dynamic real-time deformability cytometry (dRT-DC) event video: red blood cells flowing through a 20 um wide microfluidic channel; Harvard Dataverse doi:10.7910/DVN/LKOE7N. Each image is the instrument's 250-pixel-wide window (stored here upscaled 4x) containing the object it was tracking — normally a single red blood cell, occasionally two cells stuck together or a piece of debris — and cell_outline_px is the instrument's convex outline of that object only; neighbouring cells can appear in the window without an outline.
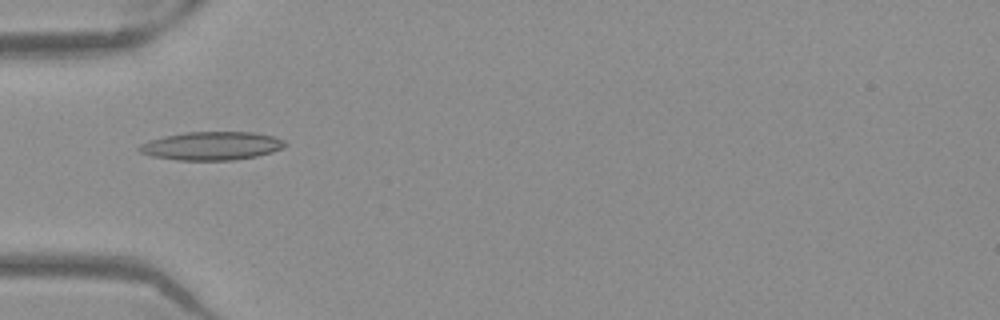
{"species": "Egyptian fruit bat (a non-hibernating species)", "species_latin": "Rousettus aegyptiacus", "temperature_condition": "warm", "stored_images_in_passage": 52, "camera_frame_rate_fps": 3000, "um_per_image_px": 0.085, "frame": {"image": 1, "passage_image": 17, "time_ms": 5.333, "image_size_px": [1000, 320], "cell_outline_px": [[288, 144], [284, 148], [272, 152], [256, 156], [232, 160], [176, 160], [152, 156], [140, 152], [136, 148], [140, 144], [148, 140], [164, 136], [184, 132], [252, 132], [272, 136], [284, 140]], "centroid_in_image_um": [17.97, 12.4], "position_along_channel_um": 67.0, "area_um2": 24.22}}
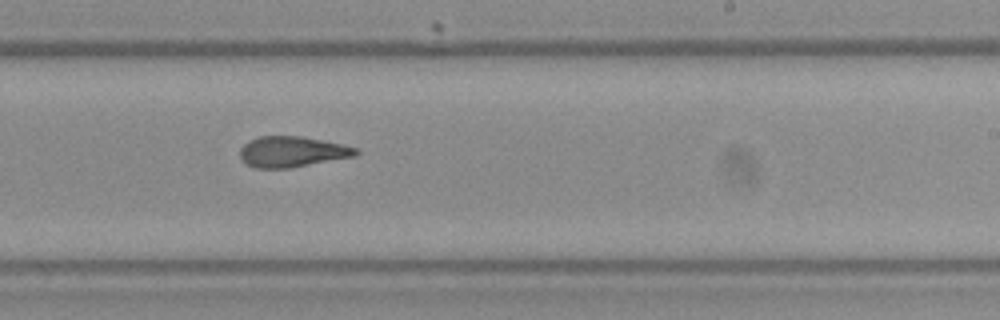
{"frame": {"image": 2, "passage_image": 32, "time_ms": 10.333, "image_size_px": [1000, 320], "cell_outline_px": [[360, 152], [356, 156], [288, 168], [256, 168], [248, 164], [240, 156], [240, 148], [248, 140], [260, 136], [300, 136], [340, 144], [356, 148]], "centroid_in_image_um": [24.81, 12.89], "position_along_channel_um": 264.2, "area_um2": 20.46}}
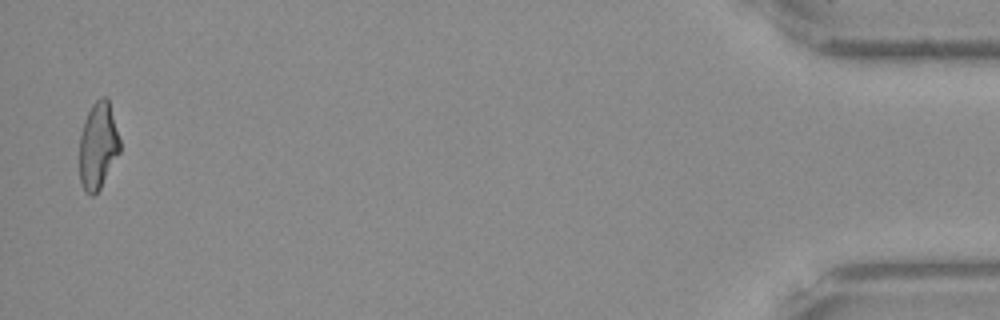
{"frame": {"image": 3, "passage_image": 51, "time_ms": 16.667, "image_size_px": [1000, 320], "cell_outline_px": [[120, 152], [100, 188], [92, 196], [84, 192], [80, 180], [80, 136], [84, 120], [92, 104], [100, 96], [104, 96], [108, 100], [120, 140]], "centroid_in_image_um": [8.32, 12.39], "position_along_channel_um": 426.9, "area_um2": 20.29}, "authors_computed_cell_mechanics": {"area_um2": 21.3571, "velocity_mm_per_s": 3.9417, "shape_relaxation_time_tau1_ms": null, "shape_relaxation_time_tau2_ms": 2.9643, "deformation_change_tau1": null, "deformation_change_tau2": 0.1242}}